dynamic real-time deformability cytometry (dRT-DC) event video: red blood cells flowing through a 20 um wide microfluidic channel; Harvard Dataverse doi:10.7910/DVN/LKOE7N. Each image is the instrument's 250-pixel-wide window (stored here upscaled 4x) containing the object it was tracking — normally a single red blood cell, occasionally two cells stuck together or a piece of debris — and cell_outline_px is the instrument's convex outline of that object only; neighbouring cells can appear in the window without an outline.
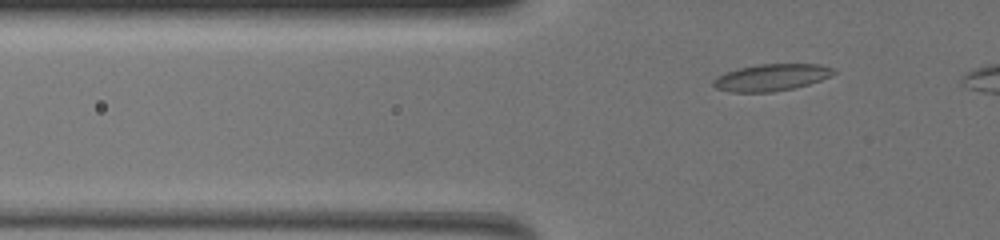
{"species": "common noctule bat (a hibernating species)", "species_latin": "Nyctalus noctula", "temperature_condition": "warm", "stored_images_in_passage": 54, "camera_frame_rate_fps": 3000, "um_per_image_px": 0.085, "animal": {"sex": "female", "body_mass_g": 19.5, "forearm_length_mm": 54.1}, "frame": {"image": 1, "passage_image": 18, "time_ms": 5.667, "image_size_px": [1000, 240], "cell_outline_px": [[836, 72], [820, 80], [808, 84], [792, 88], [772, 92], [732, 92], [716, 88], [712, 84], [712, 80], [716, 76], [724, 72], [740, 68], [760, 64], [820, 64], [836, 68]], "centroid_in_image_um": [65.54, 6.57], "position_along_channel_um": 60.3, "area_um2": 18.79}}
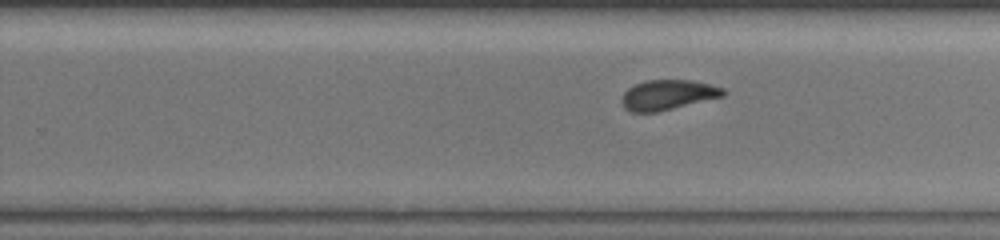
{"frame": {"image": 2, "passage_image": 39, "time_ms": 12.667, "image_size_px": [1000, 240], "cell_outline_px": [[728, 92], [724, 96], [656, 112], [632, 112], [624, 108], [620, 100], [624, 92], [628, 88], [644, 80], [692, 80], [724, 88]], "centroid_in_image_um": [56.76, 8.06], "position_along_channel_um": 273.0, "area_um2": 17.74}}
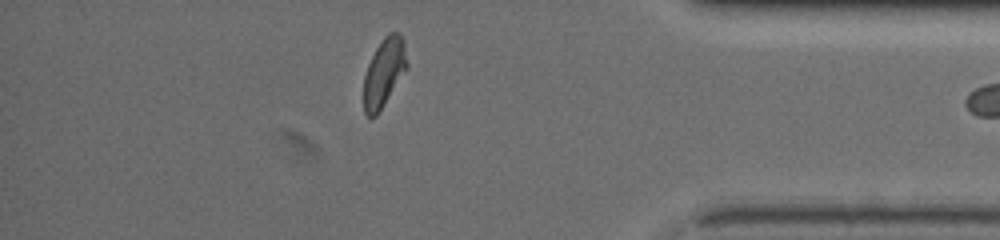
{"frame": {"image": 3, "passage_image": 53, "time_ms": 17.333, "image_size_px": [1000, 240], "cell_outline_px": [[408, 68], [376, 116], [368, 116], [364, 112], [364, 76], [368, 64], [380, 40], [388, 32], [400, 32], [404, 40], [408, 64]], "centroid_in_image_um": [32.66, 6.11], "position_along_channel_um": 402.5, "area_um2": 17.34}}